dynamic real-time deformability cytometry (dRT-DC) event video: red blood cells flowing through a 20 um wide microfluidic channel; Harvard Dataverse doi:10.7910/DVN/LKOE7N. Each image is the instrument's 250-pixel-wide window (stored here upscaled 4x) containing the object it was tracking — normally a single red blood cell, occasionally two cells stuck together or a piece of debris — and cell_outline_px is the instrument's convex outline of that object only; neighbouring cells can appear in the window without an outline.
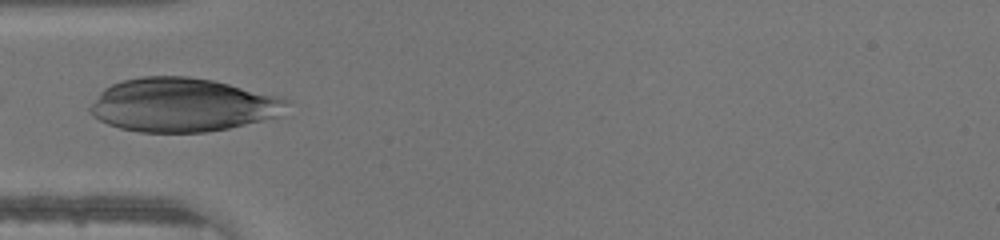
{"species": "human", "species_latin": "Homo sapiens", "temperature_condition": "warm", "stored_images_in_passage": 24, "camera_frame_rate_fps": 3000, "um_per_image_px": 0.085, "donor": {"sex": "male"}, "frame": {"image": 1, "passage_image": 2, "time_ms": 0.333, "image_size_px": [1000, 240], "cell_outline_px": [[288, 100], [280, 116], [228, 128], [204, 132], [140, 132], [120, 128], [108, 124], [92, 116], [88, 108], [100, 92], [104, 88], [112, 84], [124, 80], [140, 76], [188, 76], [212, 80], [276, 96]], "centroid_in_image_um": [15.45, 8.92], "position_along_channel_um": 69.6, "area_um2": 61.04}}
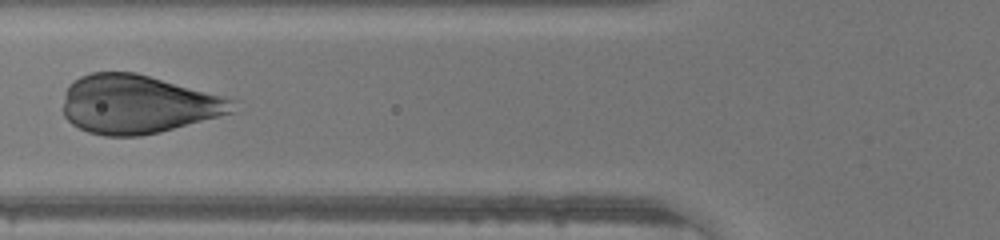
{"frame": {"image": 2, "passage_image": 5, "time_ms": 1.333, "image_size_px": [1000, 240], "cell_outline_px": [[236, 112], [160, 132], [140, 136], [104, 136], [88, 132], [72, 124], [64, 116], [64, 92], [68, 84], [80, 76], [92, 72], [136, 72], [236, 100]], "centroid_in_image_um": [11.71, 8.87], "position_along_channel_um": 114.1, "area_um2": 58.03}}